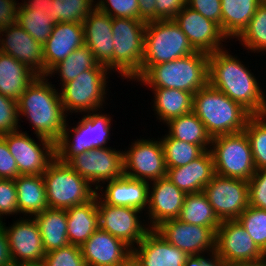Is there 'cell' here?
Returning a JSON list of instances; mask_svg holds the SVG:
<instances>
[{
	"label": "cell",
	"mask_w": 266,
	"mask_h": 266,
	"mask_svg": "<svg viewBox=\"0 0 266 266\" xmlns=\"http://www.w3.org/2000/svg\"><path fill=\"white\" fill-rule=\"evenodd\" d=\"M154 94L152 110L164 125L173 118H177L193 111V94L187 91L167 88H149ZM157 114V115H156Z\"/></svg>",
	"instance_id": "obj_32"
},
{
	"label": "cell",
	"mask_w": 266,
	"mask_h": 266,
	"mask_svg": "<svg viewBox=\"0 0 266 266\" xmlns=\"http://www.w3.org/2000/svg\"><path fill=\"white\" fill-rule=\"evenodd\" d=\"M49 17L47 12L41 10L33 11L20 3L16 23H18L33 39L43 45L50 37L55 25Z\"/></svg>",
	"instance_id": "obj_40"
},
{
	"label": "cell",
	"mask_w": 266,
	"mask_h": 266,
	"mask_svg": "<svg viewBox=\"0 0 266 266\" xmlns=\"http://www.w3.org/2000/svg\"><path fill=\"white\" fill-rule=\"evenodd\" d=\"M232 54L227 48L209 54L208 84L241 104L252 115L266 114V95L259 79L237 55Z\"/></svg>",
	"instance_id": "obj_1"
},
{
	"label": "cell",
	"mask_w": 266,
	"mask_h": 266,
	"mask_svg": "<svg viewBox=\"0 0 266 266\" xmlns=\"http://www.w3.org/2000/svg\"><path fill=\"white\" fill-rule=\"evenodd\" d=\"M173 20L196 51L210 54L226 48L225 43L228 38L223 34L220 26L187 5ZM222 42H225L224 45Z\"/></svg>",
	"instance_id": "obj_18"
},
{
	"label": "cell",
	"mask_w": 266,
	"mask_h": 266,
	"mask_svg": "<svg viewBox=\"0 0 266 266\" xmlns=\"http://www.w3.org/2000/svg\"><path fill=\"white\" fill-rule=\"evenodd\" d=\"M243 131L248 137L256 170L266 168V114L252 115Z\"/></svg>",
	"instance_id": "obj_41"
},
{
	"label": "cell",
	"mask_w": 266,
	"mask_h": 266,
	"mask_svg": "<svg viewBox=\"0 0 266 266\" xmlns=\"http://www.w3.org/2000/svg\"><path fill=\"white\" fill-rule=\"evenodd\" d=\"M248 186L249 205L266 210V168L256 170Z\"/></svg>",
	"instance_id": "obj_47"
},
{
	"label": "cell",
	"mask_w": 266,
	"mask_h": 266,
	"mask_svg": "<svg viewBox=\"0 0 266 266\" xmlns=\"http://www.w3.org/2000/svg\"><path fill=\"white\" fill-rule=\"evenodd\" d=\"M96 7V0H52L49 3V19L59 22L82 23Z\"/></svg>",
	"instance_id": "obj_38"
},
{
	"label": "cell",
	"mask_w": 266,
	"mask_h": 266,
	"mask_svg": "<svg viewBox=\"0 0 266 266\" xmlns=\"http://www.w3.org/2000/svg\"><path fill=\"white\" fill-rule=\"evenodd\" d=\"M43 262L46 266H87L80 246L72 244L47 252Z\"/></svg>",
	"instance_id": "obj_43"
},
{
	"label": "cell",
	"mask_w": 266,
	"mask_h": 266,
	"mask_svg": "<svg viewBox=\"0 0 266 266\" xmlns=\"http://www.w3.org/2000/svg\"><path fill=\"white\" fill-rule=\"evenodd\" d=\"M215 254L226 266L255 262L266 257L238 220L221 221L216 231Z\"/></svg>",
	"instance_id": "obj_16"
},
{
	"label": "cell",
	"mask_w": 266,
	"mask_h": 266,
	"mask_svg": "<svg viewBox=\"0 0 266 266\" xmlns=\"http://www.w3.org/2000/svg\"><path fill=\"white\" fill-rule=\"evenodd\" d=\"M217 229L218 227L192 225L178 218L167 220L155 228L167 242L188 256L215 253Z\"/></svg>",
	"instance_id": "obj_17"
},
{
	"label": "cell",
	"mask_w": 266,
	"mask_h": 266,
	"mask_svg": "<svg viewBox=\"0 0 266 266\" xmlns=\"http://www.w3.org/2000/svg\"><path fill=\"white\" fill-rule=\"evenodd\" d=\"M17 190L12 179H0V221L4 216L19 215Z\"/></svg>",
	"instance_id": "obj_46"
},
{
	"label": "cell",
	"mask_w": 266,
	"mask_h": 266,
	"mask_svg": "<svg viewBox=\"0 0 266 266\" xmlns=\"http://www.w3.org/2000/svg\"><path fill=\"white\" fill-rule=\"evenodd\" d=\"M139 20L145 22L156 20V0H138Z\"/></svg>",
	"instance_id": "obj_54"
},
{
	"label": "cell",
	"mask_w": 266,
	"mask_h": 266,
	"mask_svg": "<svg viewBox=\"0 0 266 266\" xmlns=\"http://www.w3.org/2000/svg\"><path fill=\"white\" fill-rule=\"evenodd\" d=\"M3 222L14 266L42 262L46 254L38 225L33 217H22L9 227Z\"/></svg>",
	"instance_id": "obj_19"
},
{
	"label": "cell",
	"mask_w": 266,
	"mask_h": 266,
	"mask_svg": "<svg viewBox=\"0 0 266 266\" xmlns=\"http://www.w3.org/2000/svg\"><path fill=\"white\" fill-rule=\"evenodd\" d=\"M165 124L169 137L200 145L205 151L210 150L212 138L207 133L204 123L193 111L173 118Z\"/></svg>",
	"instance_id": "obj_34"
},
{
	"label": "cell",
	"mask_w": 266,
	"mask_h": 266,
	"mask_svg": "<svg viewBox=\"0 0 266 266\" xmlns=\"http://www.w3.org/2000/svg\"><path fill=\"white\" fill-rule=\"evenodd\" d=\"M17 266H46L44 262H36V263H24Z\"/></svg>",
	"instance_id": "obj_57"
},
{
	"label": "cell",
	"mask_w": 266,
	"mask_h": 266,
	"mask_svg": "<svg viewBox=\"0 0 266 266\" xmlns=\"http://www.w3.org/2000/svg\"><path fill=\"white\" fill-rule=\"evenodd\" d=\"M46 200L49 208L68 209L84 204L96 196L97 190L67 163L55 158L44 172Z\"/></svg>",
	"instance_id": "obj_9"
},
{
	"label": "cell",
	"mask_w": 266,
	"mask_h": 266,
	"mask_svg": "<svg viewBox=\"0 0 266 266\" xmlns=\"http://www.w3.org/2000/svg\"><path fill=\"white\" fill-rule=\"evenodd\" d=\"M251 53L266 54V0L256 9L247 27L236 38Z\"/></svg>",
	"instance_id": "obj_37"
},
{
	"label": "cell",
	"mask_w": 266,
	"mask_h": 266,
	"mask_svg": "<svg viewBox=\"0 0 266 266\" xmlns=\"http://www.w3.org/2000/svg\"><path fill=\"white\" fill-rule=\"evenodd\" d=\"M36 221L45 252L68 246L66 209H45L33 216Z\"/></svg>",
	"instance_id": "obj_31"
},
{
	"label": "cell",
	"mask_w": 266,
	"mask_h": 266,
	"mask_svg": "<svg viewBox=\"0 0 266 266\" xmlns=\"http://www.w3.org/2000/svg\"><path fill=\"white\" fill-rule=\"evenodd\" d=\"M186 5V0H156V20L173 19Z\"/></svg>",
	"instance_id": "obj_50"
},
{
	"label": "cell",
	"mask_w": 266,
	"mask_h": 266,
	"mask_svg": "<svg viewBox=\"0 0 266 266\" xmlns=\"http://www.w3.org/2000/svg\"><path fill=\"white\" fill-rule=\"evenodd\" d=\"M178 219L204 227H219L221 224L203 191L185 196Z\"/></svg>",
	"instance_id": "obj_36"
},
{
	"label": "cell",
	"mask_w": 266,
	"mask_h": 266,
	"mask_svg": "<svg viewBox=\"0 0 266 266\" xmlns=\"http://www.w3.org/2000/svg\"><path fill=\"white\" fill-rule=\"evenodd\" d=\"M184 266H226V265L215 253H213V254H208V256H205V254L188 256Z\"/></svg>",
	"instance_id": "obj_52"
},
{
	"label": "cell",
	"mask_w": 266,
	"mask_h": 266,
	"mask_svg": "<svg viewBox=\"0 0 266 266\" xmlns=\"http://www.w3.org/2000/svg\"><path fill=\"white\" fill-rule=\"evenodd\" d=\"M19 176L15 158L10 153L5 139L0 136V179H16Z\"/></svg>",
	"instance_id": "obj_49"
},
{
	"label": "cell",
	"mask_w": 266,
	"mask_h": 266,
	"mask_svg": "<svg viewBox=\"0 0 266 266\" xmlns=\"http://www.w3.org/2000/svg\"><path fill=\"white\" fill-rule=\"evenodd\" d=\"M113 18L96 7L82 22L85 45L93 52L95 59L112 72Z\"/></svg>",
	"instance_id": "obj_25"
},
{
	"label": "cell",
	"mask_w": 266,
	"mask_h": 266,
	"mask_svg": "<svg viewBox=\"0 0 266 266\" xmlns=\"http://www.w3.org/2000/svg\"><path fill=\"white\" fill-rule=\"evenodd\" d=\"M37 77L25 64L0 52V93L3 96L18 101Z\"/></svg>",
	"instance_id": "obj_29"
},
{
	"label": "cell",
	"mask_w": 266,
	"mask_h": 266,
	"mask_svg": "<svg viewBox=\"0 0 266 266\" xmlns=\"http://www.w3.org/2000/svg\"><path fill=\"white\" fill-rule=\"evenodd\" d=\"M97 210L99 228L122 240L131 249L151 230L147 222L141 220L143 212L136 208L109 205L97 195Z\"/></svg>",
	"instance_id": "obj_12"
},
{
	"label": "cell",
	"mask_w": 266,
	"mask_h": 266,
	"mask_svg": "<svg viewBox=\"0 0 266 266\" xmlns=\"http://www.w3.org/2000/svg\"><path fill=\"white\" fill-rule=\"evenodd\" d=\"M67 236L72 245L81 246L99 228L97 194L90 201L66 209Z\"/></svg>",
	"instance_id": "obj_28"
},
{
	"label": "cell",
	"mask_w": 266,
	"mask_h": 266,
	"mask_svg": "<svg viewBox=\"0 0 266 266\" xmlns=\"http://www.w3.org/2000/svg\"><path fill=\"white\" fill-rule=\"evenodd\" d=\"M123 162L124 175L136 180L152 182L167 175L160 138H140L131 142L128 150L123 151Z\"/></svg>",
	"instance_id": "obj_15"
},
{
	"label": "cell",
	"mask_w": 266,
	"mask_h": 266,
	"mask_svg": "<svg viewBox=\"0 0 266 266\" xmlns=\"http://www.w3.org/2000/svg\"><path fill=\"white\" fill-rule=\"evenodd\" d=\"M47 76H38L17 101L19 121L26 117L34 135L56 143L63 135L67 122L60 91ZM21 117V118H20Z\"/></svg>",
	"instance_id": "obj_2"
},
{
	"label": "cell",
	"mask_w": 266,
	"mask_h": 266,
	"mask_svg": "<svg viewBox=\"0 0 266 266\" xmlns=\"http://www.w3.org/2000/svg\"><path fill=\"white\" fill-rule=\"evenodd\" d=\"M85 45L82 23L59 22L43 44L44 76L76 49Z\"/></svg>",
	"instance_id": "obj_24"
},
{
	"label": "cell",
	"mask_w": 266,
	"mask_h": 266,
	"mask_svg": "<svg viewBox=\"0 0 266 266\" xmlns=\"http://www.w3.org/2000/svg\"><path fill=\"white\" fill-rule=\"evenodd\" d=\"M28 1V2H27ZM49 3H52V0H24L22 4L33 11H44L49 14Z\"/></svg>",
	"instance_id": "obj_55"
},
{
	"label": "cell",
	"mask_w": 266,
	"mask_h": 266,
	"mask_svg": "<svg viewBox=\"0 0 266 266\" xmlns=\"http://www.w3.org/2000/svg\"><path fill=\"white\" fill-rule=\"evenodd\" d=\"M17 2L18 0H0V30L16 23L20 4Z\"/></svg>",
	"instance_id": "obj_51"
},
{
	"label": "cell",
	"mask_w": 266,
	"mask_h": 266,
	"mask_svg": "<svg viewBox=\"0 0 266 266\" xmlns=\"http://www.w3.org/2000/svg\"><path fill=\"white\" fill-rule=\"evenodd\" d=\"M196 50L173 19L146 22L144 56L137 81L150 67L190 55Z\"/></svg>",
	"instance_id": "obj_5"
},
{
	"label": "cell",
	"mask_w": 266,
	"mask_h": 266,
	"mask_svg": "<svg viewBox=\"0 0 266 266\" xmlns=\"http://www.w3.org/2000/svg\"><path fill=\"white\" fill-rule=\"evenodd\" d=\"M67 164L93 187L95 186L96 190L106 184L105 182L124 175L123 150L111 147L96 148L77 154Z\"/></svg>",
	"instance_id": "obj_13"
},
{
	"label": "cell",
	"mask_w": 266,
	"mask_h": 266,
	"mask_svg": "<svg viewBox=\"0 0 266 266\" xmlns=\"http://www.w3.org/2000/svg\"><path fill=\"white\" fill-rule=\"evenodd\" d=\"M2 137L16 160L19 175H43L56 158L55 143L45 137L36 135V142L22 129Z\"/></svg>",
	"instance_id": "obj_11"
},
{
	"label": "cell",
	"mask_w": 266,
	"mask_h": 266,
	"mask_svg": "<svg viewBox=\"0 0 266 266\" xmlns=\"http://www.w3.org/2000/svg\"><path fill=\"white\" fill-rule=\"evenodd\" d=\"M220 221L237 220L249 206L248 181L214 174L203 189Z\"/></svg>",
	"instance_id": "obj_14"
},
{
	"label": "cell",
	"mask_w": 266,
	"mask_h": 266,
	"mask_svg": "<svg viewBox=\"0 0 266 266\" xmlns=\"http://www.w3.org/2000/svg\"><path fill=\"white\" fill-rule=\"evenodd\" d=\"M0 52L25 64L38 76H44L43 45L18 23L0 30Z\"/></svg>",
	"instance_id": "obj_21"
},
{
	"label": "cell",
	"mask_w": 266,
	"mask_h": 266,
	"mask_svg": "<svg viewBox=\"0 0 266 266\" xmlns=\"http://www.w3.org/2000/svg\"><path fill=\"white\" fill-rule=\"evenodd\" d=\"M208 59L209 54L196 51L153 65L136 82L148 88L178 89L194 95L208 84Z\"/></svg>",
	"instance_id": "obj_3"
},
{
	"label": "cell",
	"mask_w": 266,
	"mask_h": 266,
	"mask_svg": "<svg viewBox=\"0 0 266 266\" xmlns=\"http://www.w3.org/2000/svg\"><path fill=\"white\" fill-rule=\"evenodd\" d=\"M101 111L85 113L75 126L69 125L67 120L62 137L55 143L56 158L60 162L67 163L77 154L107 147L112 136L110 130L113 117Z\"/></svg>",
	"instance_id": "obj_6"
},
{
	"label": "cell",
	"mask_w": 266,
	"mask_h": 266,
	"mask_svg": "<svg viewBox=\"0 0 266 266\" xmlns=\"http://www.w3.org/2000/svg\"><path fill=\"white\" fill-rule=\"evenodd\" d=\"M110 74L112 72L105 65L99 64L60 87L61 101L67 116L104 110Z\"/></svg>",
	"instance_id": "obj_7"
},
{
	"label": "cell",
	"mask_w": 266,
	"mask_h": 266,
	"mask_svg": "<svg viewBox=\"0 0 266 266\" xmlns=\"http://www.w3.org/2000/svg\"><path fill=\"white\" fill-rule=\"evenodd\" d=\"M213 156L210 150L185 166L167 168L166 177L186 194L202 192L214 176Z\"/></svg>",
	"instance_id": "obj_27"
},
{
	"label": "cell",
	"mask_w": 266,
	"mask_h": 266,
	"mask_svg": "<svg viewBox=\"0 0 266 266\" xmlns=\"http://www.w3.org/2000/svg\"><path fill=\"white\" fill-rule=\"evenodd\" d=\"M186 195L167 177L150 182L148 210L143 215L148 217L146 221L150 229H155L167 220L177 219Z\"/></svg>",
	"instance_id": "obj_20"
},
{
	"label": "cell",
	"mask_w": 266,
	"mask_h": 266,
	"mask_svg": "<svg viewBox=\"0 0 266 266\" xmlns=\"http://www.w3.org/2000/svg\"><path fill=\"white\" fill-rule=\"evenodd\" d=\"M237 220L266 254V210L249 205Z\"/></svg>",
	"instance_id": "obj_42"
},
{
	"label": "cell",
	"mask_w": 266,
	"mask_h": 266,
	"mask_svg": "<svg viewBox=\"0 0 266 266\" xmlns=\"http://www.w3.org/2000/svg\"><path fill=\"white\" fill-rule=\"evenodd\" d=\"M263 1L221 0V30L229 41L243 32Z\"/></svg>",
	"instance_id": "obj_33"
},
{
	"label": "cell",
	"mask_w": 266,
	"mask_h": 266,
	"mask_svg": "<svg viewBox=\"0 0 266 266\" xmlns=\"http://www.w3.org/2000/svg\"><path fill=\"white\" fill-rule=\"evenodd\" d=\"M14 182L20 215L33 217L49 208L42 175H19Z\"/></svg>",
	"instance_id": "obj_30"
},
{
	"label": "cell",
	"mask_w": 266,
	"mask_h": 266,
	"mask_svg": "<svg viewBox=\"0 0 266 266\" xmlns=\"http://www.w3.org/2000/svg\"><path fill=\"white\" fill-rule=\"evenodd\" d=\"M146 22L139 19L113 18L114 40L112 71L131 81L141 70L144 56Z\"/></svg>",
	"instance_id": "obj_8"
},
{
	"label": "cell",
	"mask_w": 266,
	"mask_h": 266,
	"mask_svg": "<svg viewBox=\"0 0 266 266\" xmlns=\"http://www.w3.org/2000/svg\"><path fill=\"white\" fill-rule=\"evenodd\" d=\"M0 266H14L3 221H0Z\"/></svg>",
	"instance_id": "obj_53"
},
{
	"label": "cell",
	"mask_w": 266,
	"mask_h": 266,
	"mask_svg": "<svg viewBox=\"0 0 266 266\" xmlns=\"http://www.w3.org/2000/svg\"><path fill=\"white\" fill-rule=\"evenodd\" d=\"M193 112L211 138L242 132L252 116L241 104L209 84L193 95Z\"/></svg>",
	"instance_id": "obj_4"
},
{
	"label": "cell",
	"mask_w": 266,
	"mask_h": 266,
	"mask_svg": "<svg viewBox=\"0 0 266 266\" xmlns=\"http://www.w3.org/2000/svg\"><path fill=\"white\" fill-rule=\"evenodd\" d=\"M16 100L0 93V136L20 130Z\"/></svg>",
	"instance_id": "obj_45"
},
{
	"label": "cell",
	"mask_w": 266,
	"mask_h": 266,
	"mask_svg": "<svg viewBox=\"0 0 266 266\" xmlns=\"http://www.w3.org/2000/svg\"><path fill=\"white\" fill-rule=\"evenodd\" d=\"M160 141L163 146L166 168L185 166L205 152L200 145L174 139L166 133Z\"/></svg>",
	"instance_id": "obj_39"
},
{
	"label": "cell",
	"mask_w": 266,
	"mask_h": 266,
	"mask_svg": "<svg viewBox=\"0 0 266 266\" xmlns=\"http://www.w3.org/2000/svg\"><path fill=\"white\" fill-rule=\"evenodd\" d=\"M186 5L221 28V0H186Z\"/></svg>",
	"instance_id": "obj_48"
},
{
	"label": "cell",
	"mask_w": 266,
	"mask_h": 266,
	"mask_svg": "<svg viewBox=\"0 0 266 266\" xmlns=\"http://www.w3.org/2000/svg\"><path fill=\"white\" fill-rule=\"evenodd\" d=\"M188 255L167 242L155 229L131 249V259L137 266H184Z\"/></svg>",
	"instance_id": "obj_23"
},
{
	"label": "cell",
	"mask_w": 266,
	"mask_h": 266,
	"mask_svg": "<svg viewBox=\"0 0 266 266\" xmlns=\"http://www.w3.org/2000/svg\"><path fill=\"white\" fill-rule=\"evenodd\" d=\"M106 183L105 187L102 185L96 192L106 204L128 206L146 212L149 196L148 181L136 180L123 175Z\"/></svg>",
	"instance_id": "obj_26"
},
{
	"label": "cell",
	"mask_w": 266,
	"mask_h": 266,
	"mask_svg": "<svg viewBox=\"0 0 266 266\" xmlns=\"http://www.w3.org/2000/svg\"><path fill=\"white\" fill-rule=\"evenodd\" d=\"M123 266H137L133 261L132 259H130L125 265Z\"/></svg>",
	"instance_id": "obj_58"
},
{
	"label": "cell",
	"mask_w": 266,
	"mask_h": 266,
	"mask_svg": "<svg viewBox=\"0 0 266 266\" xmlns=\"http://www.w3.org/2000/svg\"><path fill=\"white\" fill-rule=\"evenodd\" d=\"M210 151L215 174L249 181L256 172L251 146L244 131L213 137Z\"/></svg>",
	"instance_id": "obj_10"
},
{
	"label": "cell",
	"mask_w": 266,
	"mask_h": 266,
	"mask_svg": "<svg viewBox=\"0 0 266 266\" xmlns=\"http://www.w3.org/2000/svg\"><path fill=\"white\" fill-rule=\"evenodd\" d=\"M100 63L95 59L93 52L86 46H82L71 54L65 60L55 65L48 73L47 77L55 75L60 76V86L74 80L82 72L97 67Z\"/></svg>",
	"instance_id": "obj_35"
},
{
	"label": "cell",
	"mask_w": 266,
	"mask_h": 266,
	"mask_svg": "<svg viewBox=\"0 0 266 266\" xmlns=\"http://www.w3.org/2000/svg\"><path fill=\"white\" fill-rule=\"evenodd\" d=\"M80 249L87 266H123L131 259V248L100 228Z\"/></svg>",
	"instance_id": "obj_22"
},
{
	"label": "cell",
	"mask_w": 266,
	"mask_h": 266,
	"mask_svg": "<svg viewBox=\"0 0 266 266\" xmlns=\"http://www.w3.org/2000/svg\"><path fill=\"white\" fill-rule=\"evenodd\" d=\"M96 8L112 18L139 19L138 0H97Z\"/></svg>",
	"instance_id": "obj_44"
},
{
	"label": "cell",
	"mask_w": 266,
	"mask_h": 266,
	"mask_svg": "<svg viewBox=\"0 0 266 266\" xmlns=\"http://www.w3.org/2000/svg\"><path fill=\"white\" fill-rule=\"evenodd\" d=\"M232 266H266V257L262 260L255 262L238 263Z\"/></svg>",
	"instance_id": "obj_56"
}]
</instances>
